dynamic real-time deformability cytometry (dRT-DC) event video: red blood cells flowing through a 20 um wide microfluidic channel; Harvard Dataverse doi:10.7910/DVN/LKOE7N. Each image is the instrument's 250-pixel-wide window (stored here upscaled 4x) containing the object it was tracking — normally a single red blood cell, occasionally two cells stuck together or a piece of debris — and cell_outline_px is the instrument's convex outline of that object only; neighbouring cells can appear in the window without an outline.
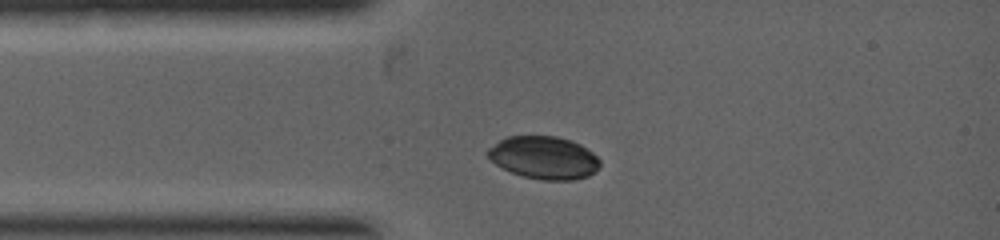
{"species": "common noctule bat (a hibernating species)", "species_latin": "Nyctalus noctula", "temperature_condition": "warm", "stored_images_in_passage": 1, "camera_frame_rate_fps": 5000, "um_per_image_px": 0.085, "animal": {"sex": "female", "body_mass_g": 19.0, "forearm_length_mm": 53.3}, "frame": {"image": 1, "passage_image": 1, "time_ms": 0.0, "image_size_px": [1000, 240], "cell_outline_px": [[600, 164], [596, 172], [588, 176], [572, 180], [540, 180], [524, 176], [512, 172], [496, 164], [484, 152], [488, 148], [500, 140], [508, 136], [556, 136], [572, 140], [580, 144], [592, 152], [600, 160]], "centroid_in_image_um": [46.25, 13.39], "position_along_channel_um": 38.8, "area_um2": 27.92}}